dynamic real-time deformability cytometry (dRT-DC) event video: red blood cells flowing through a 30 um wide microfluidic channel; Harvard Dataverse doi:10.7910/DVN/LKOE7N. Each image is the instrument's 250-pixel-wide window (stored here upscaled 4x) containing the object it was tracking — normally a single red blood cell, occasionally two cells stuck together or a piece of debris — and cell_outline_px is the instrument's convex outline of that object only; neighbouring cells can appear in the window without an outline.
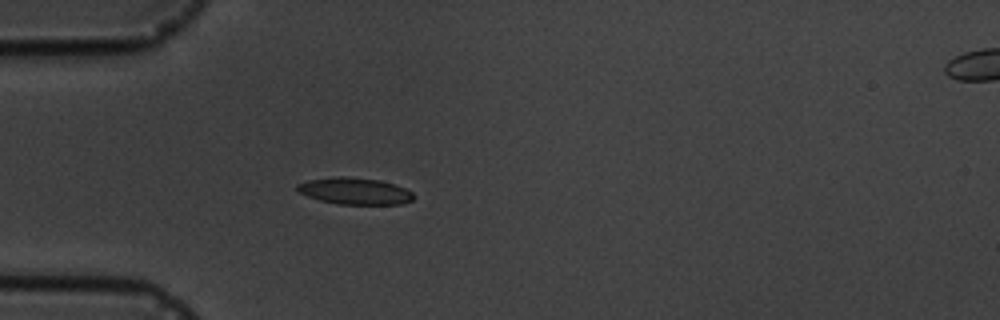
{"species": "common noctule bat (a hibernating species)", "species_latin": "Nyctalus noctula", "temperature_condition": "cold", "stored_images_in_passage": 2, "camera_frame_rate_fps": 3000, "um_per_image_px": 0.085, "animal": {"sex": "male", "body_mass_g": 19.5, "forearm_length_mm": 54.6}, "frame": {"image": 1, "passage_image": 2, "time_ms": 1.333, "image_size_px": [1000, 320], "cell_outline_px": [[416, 196], [412, 200], [400, 204], [340, 204], [320, 200], [308, 196], [300, 192], [296, 188], [296, 184], [308, 180], [332, 176], [344, 176], [380, 180], [396, 184], [412, 192]], "centroid_in_image_um": [30.17, 16.23], "position_along_channel_um": 54.8, "area_um2": 18.15}}